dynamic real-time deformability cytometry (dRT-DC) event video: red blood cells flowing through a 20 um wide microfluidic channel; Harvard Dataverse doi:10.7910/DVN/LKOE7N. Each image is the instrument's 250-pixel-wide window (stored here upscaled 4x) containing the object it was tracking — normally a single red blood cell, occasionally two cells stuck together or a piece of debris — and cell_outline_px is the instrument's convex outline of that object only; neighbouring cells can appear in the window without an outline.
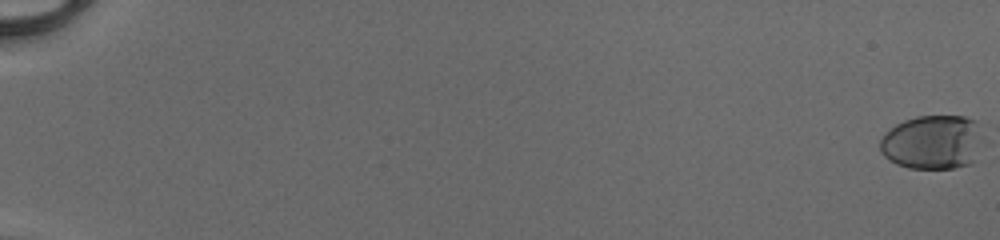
{"species": "human", "species_latin": "Homo sapiens", "temperature_condition": "cold", "stored_images_in_passage": 54, "camera_frame_rate_fps": 3000, "um_per_image_px": 0.085, "donor": {"sex": "male"}, "frame": {"image": 1, "passage_image": 1, "time_ms": 0.0, "image_size_px": [1000, 240], "cell_outline_px": [[976, 160], [968, 164], [952, 168], [908, 168], [896, 164], [888, 160], [880, 152], [880, 140], [896, 124], [904, 120], [916, 116], [964, 116], [976, 120]], "centroid_in_image_um": [79.17, 12.09], "position_along_channel_um": 5.8, "area_um2": 31.73}}
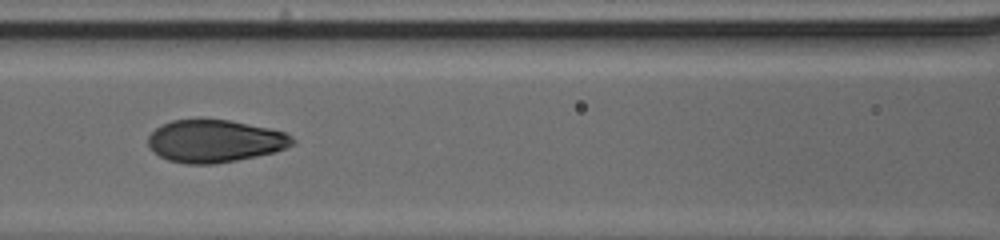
{"frame": {"image": 2, "passage_image": 28, "time_ms": 9.0, "image_size_px": [1000, 240], "cell_outline_px": [[296, 144], [272, 152], [256, 156], [216, 164], [184, 164], [168, 160], [160, 156], [148, 144], [148, 136], [156, 128], [172, 120], [200, 116], [228, 120], [268, 128], [284, 132], [292, 136], [296, 140]], "centroid_in_image_um": [18.25, 11.96], "position_along_channel_um": 148.4, "area_um2": 36.18}}
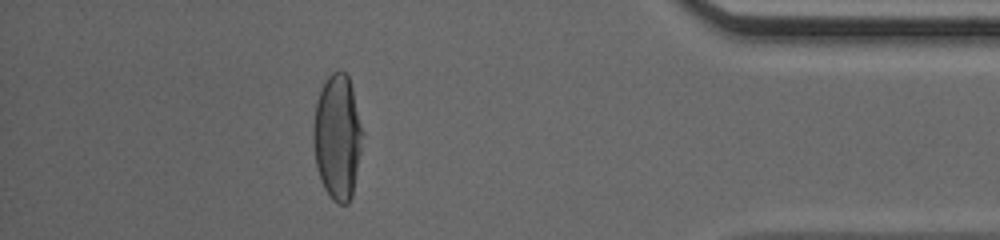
{"frame": {"image": 3, "passage_image": 49, "time_ms": 16.0, "image_size_px": [1000, 240], "cell_outline_px": [[364, 132], [352, 196], [348, 204], [336, 204], [332, 200], [324, 188], [316, 164], [312, 140], [312, 132], [316, 104], [320, 92], [328, 76], [332, 72], [340, 68], [348, 76], [352, 88]], "centroid_in_image_um": [28.68, 11.65], "position_along_channel_um": 406.5, "area_um2": 35.95}, "authors_computed_cell_mechanics": {"area_um2": 35.8071, "velocity_mm_per_s": 4.1651, "shape_relaxation_time_tau1_ms": 5.1837, "shape_relaxation_time_tau2_ms": null, "deformation_change_tau1": 0.2237, "deformation_change_tau2": null}}